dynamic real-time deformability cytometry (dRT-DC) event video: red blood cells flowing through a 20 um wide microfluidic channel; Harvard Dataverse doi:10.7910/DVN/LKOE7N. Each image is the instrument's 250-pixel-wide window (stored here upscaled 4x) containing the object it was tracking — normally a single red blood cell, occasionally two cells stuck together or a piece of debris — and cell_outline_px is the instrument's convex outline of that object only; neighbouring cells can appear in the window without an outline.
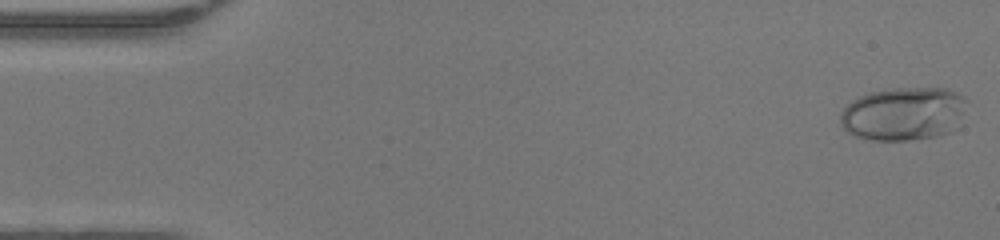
{"species": "human", "species_latin": "Homo sapiens", "temperature_condition": "warm", "stored_images_in_passage": 47, "camera_frame_rate_fps": 3000, "um_per_image_px": 0.085, "donor": {"sex": "female"}, "frame": {"image": 1, "passage_image": 1, "time_ms": 0.0, "image_size_px": [1000, 240], "cell_outline_px": [[964, 100], [960, 128], [952, 132], [936, 136], [908, 140], [864, 140], [852, 136], [840, 124], [840, 112], [852, 100], [860, 96], [872, 92], [892, 88], [948, 88], [964, 96]], "centroid_in_image_um": [76.79, 9.69], "position_along_channel_um": 8.2, "area_um2": 39.71}}
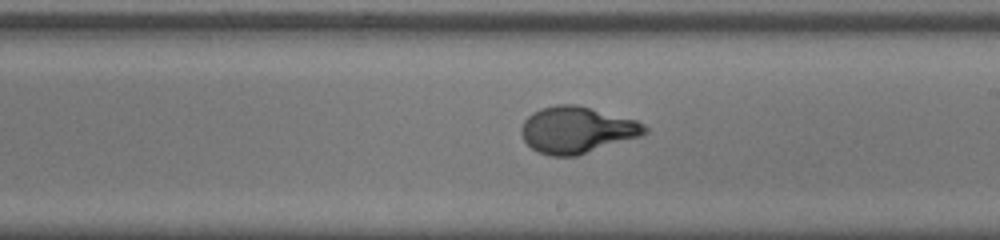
{"frame": {"image": 2, "passage_image": 27, "time_ms": 8.667, "image_size_px": [1000, 240], "cell_outline_px": [[648, 132], [640, 136], [576, 156], [552, 156], [540, 152], [532, 148], [524, 140], [520, 132], [520, 128], [524, 120], [532, 112], [540, 108], [556, 104], [576, 104], [636, 120], [644, 124], [648, 128]], "centroid_in_image_um": [49.01, 11.03], "position_along_channel_um": 240.0, "area_um2": 33.41}}
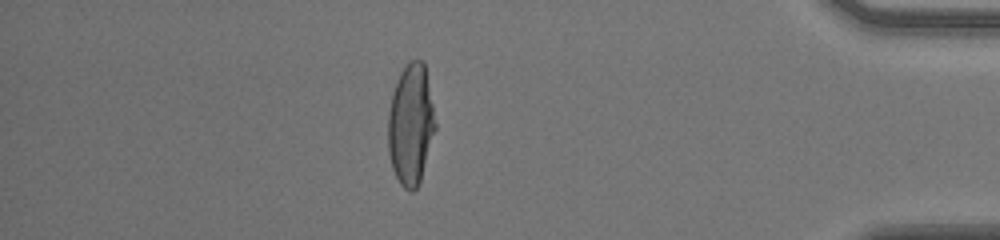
{"frame": {"image": 3, "passage_image": 41, "time_ms": 13.333, "image_size_px": [1000, 240], "cell_outline_px": [[436, 128], [420, 180], [416, 188], [412, 192], [408, 192], [400, 184], [392, 168], [388, 152], [388, 112], [392, 92], [396, 80], [400, 72], [408, 60], [424, 60], [436, 124]], "centroid_in_image_um": [34.9, 10.56], "position_along_channel_um": 400.3, "area_um2": 33.47}, "authors_computed_cell_mechanics": {"area_um2": 33.2928, "velocity_mm_per_s": 4.3579, "shape_relaxation_time_tau1_ms": 5.679, "shape_relaxation_time_tau2_ms": null, "deformation_change_tau1": 0.2864, "deformation_change_tau2": null}}